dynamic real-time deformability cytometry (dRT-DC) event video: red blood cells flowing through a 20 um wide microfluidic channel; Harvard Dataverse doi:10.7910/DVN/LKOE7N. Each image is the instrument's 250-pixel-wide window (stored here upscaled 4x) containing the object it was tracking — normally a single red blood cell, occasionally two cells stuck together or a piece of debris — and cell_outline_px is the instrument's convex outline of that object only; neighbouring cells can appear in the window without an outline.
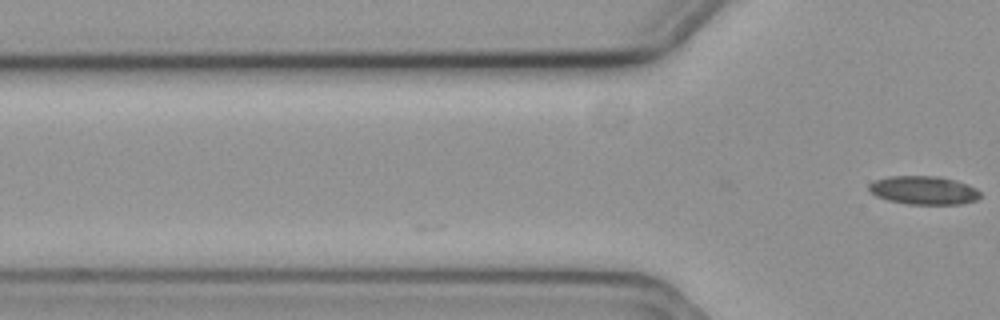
{"species": "common noctule bat (a hibernating species)", "species_latin": "Nyctalus noctula", "temperature_condition": "cold", "stored_images_in_passage": 2, "camera_frame_rate_fps": 3000, "um_per_image_px": 0.085, "animal": {"sex": "female", "body_mass_g": 19.3, "forearm_length_mm": 54.1}, "frame": {"image": 1, "passage_image": 2, "time_ms": 0.333, "image_size_px": [1000, 320], "cell_outline_px": [[980, 196], [976, 200], [964, 204], [908, 204], [888, 200], [876, 196], [868, 192], [868, 184], [876, 180], [888, 176], [936, 176], [968, 184], [976, 188], [980, 192]], "centroid_in_image_um": [78.49, 16.18], "position_along_channel_um": 47.3, "area_um2": 18.5}}